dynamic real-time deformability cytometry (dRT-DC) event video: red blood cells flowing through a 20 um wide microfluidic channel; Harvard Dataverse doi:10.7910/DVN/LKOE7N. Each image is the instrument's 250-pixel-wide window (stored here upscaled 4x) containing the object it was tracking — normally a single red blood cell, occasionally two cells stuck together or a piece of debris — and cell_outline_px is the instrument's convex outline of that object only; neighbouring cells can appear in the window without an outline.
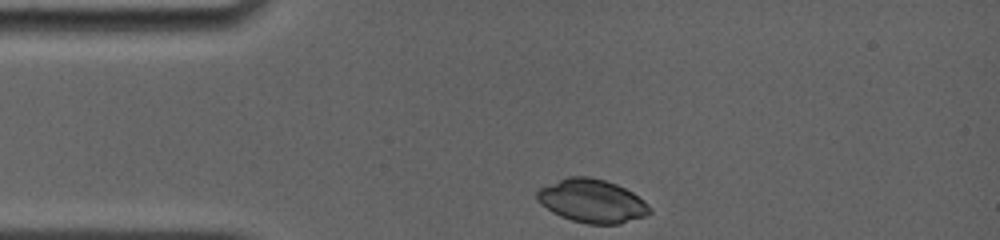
{"species": "common noctule bat (a hibernating species)", "species_latin": "Nyctalus noctula", "temperature_condition": "room temperature", "stored_images_in_passage": 59, "camera_frame_rate_fps": 4000, "um_per_image_px": 0.085, "animal": {"sex": "female", "body_mass_g": 19.0, "forearm_length_mm": 56.7}, "frame": {"image": 1, "passage_image": 1, "time_ms": 0.0, "image_size_px": [1000, 240], "cell_outline_px": [[652, 212], [644, 216], [620, 224], [588, 224], [572, 220], [560, 216], [552, 212], [536, 196], [536, 192], [540, 188], [568, 176], [588, 176], [604, 180], [616, 184], [632, 192], [652, 208]], "centroid_in_image_um": [50.35, 17.08], "position_along_channel_um": 34.7, "area_um2": 28.09}}
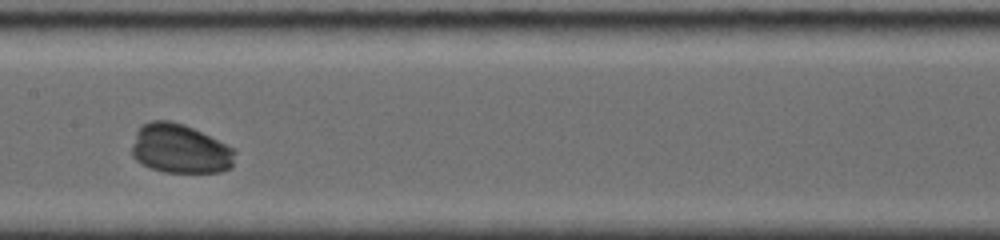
{"frame": {"image": 2, "passage_image": 18, "time_ms": 5.0, "image_size_px": [1000, 240], "cell_outline_px": [[236, 152], [232, 168], [220, 172], [164, 172], [140, 164], [132, 156], [132, 144], [136, 132], [144, 124], [152, 120], [168, 120], [184, 124], [232, 148]], "centroid_in_image_um": [15.28, 12.66], "position_along_channel_um": 192.1, "area_um2": 29.42}}
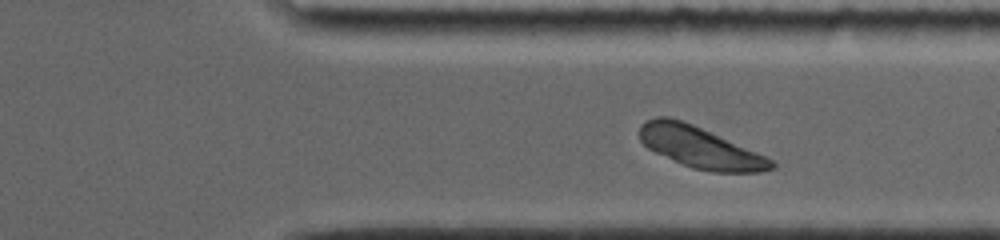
{"frame": {"image": 3, "passage_image": 46, "time_ms": 9.25, "image_size_px": [1000, 240], "cell_outline_px": [[776, 168], [760, 172], [712, 172], [692, 168], [656, 152], [648, 148], [640, 140], [640, 124], [656, 116], [668, 116], [692, 124], [764, 156], [772, 160], [776, 164]], "centroid_in_image_um": [59.48, 12.53], "position_along_channel_um": 351.9, "area_um2": 31.1}}